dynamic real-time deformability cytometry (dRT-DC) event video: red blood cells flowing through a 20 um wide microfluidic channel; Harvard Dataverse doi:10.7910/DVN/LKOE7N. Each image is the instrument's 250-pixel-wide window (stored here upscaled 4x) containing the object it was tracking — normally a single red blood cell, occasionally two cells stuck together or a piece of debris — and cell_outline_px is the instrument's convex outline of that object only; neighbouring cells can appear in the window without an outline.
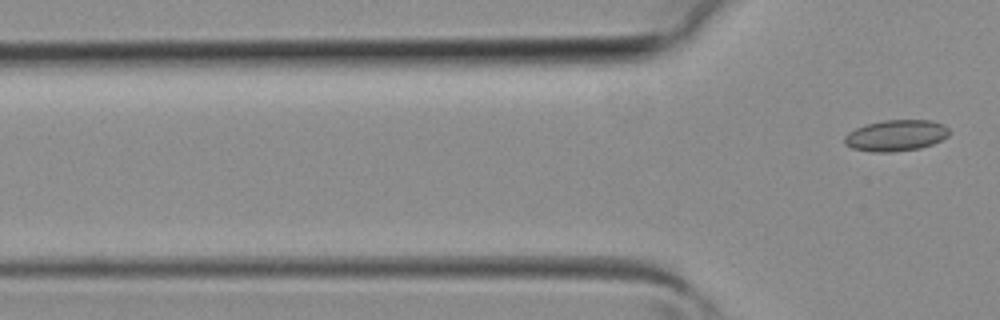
{"species": "common noctule bat (a hibernating species)", "species_latin": "Nyctalus noctula", "temperature_condition": "room temperature", "stored_images_in_passage": 4, "camera_frame_rate_fps": 3000, "um_per_image_px": 0.085, "animal": {"sex": "female", "body_mass_g": 19.3, "forearm_length_mm": 54.1}, "frame": {"image": 1, "passage_image": 4, "time_ms": 1.0, "image_size_px": [1000, 320], "cell_outline_px": [[948, 136], [932, 144], [920, 148], [888, 152], [872, 152], [852, 148], [844, 144], [844, 136], [848, 132], [864, 124], [884, 120], [932, 120], [944, 124], [948, 128]], "centroid_in_image_um": [76.13, 11.51], "position_along_channel_um": 49.7, "area_um2": 19.07}}